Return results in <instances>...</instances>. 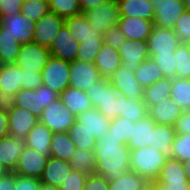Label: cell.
<instances>
[{
	"mask_svg": "<svg viewBox=\"0 0 190 190\" xmlns=\"http://www.w3.org/2000/svg\"><path fill=\"white\" fill-rule=\"evenodd\" d=\"M96 174L104 176L108 181L118 179L130 170L131 150L119 139L107 132L96 141L95 149Z\"/></svg>",
	"mask_w": 190,
	"mask_h": 190,
	"instance_id": "obj_1",
	"label": "cell"
},
{
	"mask_svg": "<svg viewBox=\"0 0 190 190\" xmlns=\"http://www.w3.org/2000/svg\"><path fill=\"white\" fill-rule=\"evenodd\" d=\"M93 108H96L108 120L120 117L122 94L113 86L109 79H100L86 90Z\"/></svg>",
	"mask_w": 190,
	"mask_h": 190,
	"instance_id": "obj_2",
	"label": "cell"
},
{
	"mask_svg": "<svg viewBox=\"0 0 190 190\" xmlns=\"http://www.w3.org/2000/svg\"><path fill=\"white\" fill-rule=\"evenodd\" d=\"M167 158L162 151L150 146L131 150L130 170L147 182L156 181Z\"/></svg>",
	"mask_w": 190,
	"mask_h": 190,
	"instance_id": "obj_3",
	"label": "cell"
},
{
	"mask_svg": "<svg viewBox=\"0 0 190 190\" xmlns=\"http://www.w3.org/2000/svg\"><path fill=\"white\" fill-rule=\"evenodd\" d=\"M59 96L57 92L43 84L36 90L22 88L15 94L14 106L26 108L35 116L40 117L43 109Z\"/></svg>",
	"mask_w": 190,
	"mask_h": 190,
	"instance_id": "obj_4",
	"label": "cell"
},
{
	"mask_svg": "<svg viewBox=\"0 0 190 190\" xmlns=\"http://www.w3.org/2000/svg\"><path fill=\"white\" fill-rule=\"evenodd\" d=\"M42 83L59 95L70 86V62L50 56L41 71Z\"/></svg>",
	"mask_w": 190,
	"mask_h": 190,
	"instance_id": "obj_5",
	"label": "cell"
},
{
	"mask_svg": "<svg viewBox=\"0 0 190 190\" xmlns=\"http://www.w3.org/2000/svg\"><path fill=\"white\" fill-rule=\"evenodd\" d=\"M75 120L76 116L66 108L60 97L44 108L39 117V122L46 125L53 133L68 132Z\"/></svg>",
	"mask_w": 190,
	"mask_h": 190,
	"instance_id": "obj_6",
	"label": "cell"
},
{
	"mask_svg": "<svg viewBox=\"0 0 190 190\" xmlns=\"http://www.w3.org/2000/svg\"><path fill=\"white\" fill-rule=\"evenodd\" d=\"M83 14L88 19L89 25L102 35L109 28L117 25L121 19L117 0H108L96 8L85 11Z\"/></svg>",
	"mask_w": 190,
	"mask_h": 190,
	"instance_id": "obj_7",
	"label": "cell"
},
{
	"mask_svg": "<svg viewBox=\"0 0 190 190\" xmlns=\"http://www.w3.org/2000/svg\"><path fill=\"white\" fill-rule=\"evenodd\" d=\"M154 9V26L172 29L175 22L183 14L185 5L183 0H149Z\"/></svg>",
	"mask_w": 190,
	"mask_h": 190,
	"instance_id": "obj_8",
	"label": "cell"
},
{
	"mask_svg": "<svg viewBox=\"0 0 190 190\" xmlns=\"http://www.w3.org/2000/svg\"><path fill=\"white\" fill-rule=\"evenodd\" d=\"M50 56L49 48L30 42L22 44L15 63L24 70L41 72Z\"/></svg>",
	"mask_w": 190,
	"mask_h": 190,
	"instance_id": "obj_9",
	"label": "cell"
},
{
	"mask_svg": "<svg viewBox=\"0 0 190 190\" xmlns=\"http://www.w3.org/2000/svg\"><path fill=\"white\" fill-rule=\"evenodd\" d=\"M64 25V19L54 12L48 11L35 23L33 42L50 48L58 32Z\"/></svg>",
	"mask_w": 190,
	"mask_h": 190,
	"instance_id": "obj_10",
	"label": "cell"
},
{
	"mask_svg": "<svg viewBox=\"0 0 190 190\" xmlns=\"http://www.w3.org/2000/svg\"><path fill=\"white\" fill-rule=\"evenodd\" d=\"M100 79V72L94 63L79 60L70 62V87L86 92Z\"/></svg>",
	"mask_w": 190,
	"mask_h": 190,
	"instance_id": "obj_11",
	"label": "cell"
},
{
	"mask_svg": "<svg viewBox=\"0 0 190 190\" xmlns=\"http://www.w3.org/2000/svg\"><path fill=\"white\" fill-rule=\"evenodd\" d=\"M121 66L129 71H135L149 58L147 41L126 39L118 49Z\"/></svg>",
	"mask_w": 190,
	"mask_h": 190,
	"instance_id": "obj_12",
	"label": "cell"
},
{
	"mask_svg": "<svg viewBox=\"0 0 190 190\" xmlns=\"http://www.w3.org/2000/svg\"><path fill=\"white\" fill-rule=\"evenodd\" d=\"M147 45L149 55L171 54L180 46V41L172 29L154 26Z\"/></svg>",
	"mask_w": 190,
	"mask_h": 190,
	"instance_id": "obj_13",
	"label": "cell"
},
{
	"mask_svg": "<svg viewBox=\"0 0 190 190\" xmlns=\"http://www.w3.org/2000/svg\"><path fill=\"white\" fill-rule=\"evenodd\" d=\"M7 114L9 135L14 138L25 139L28 132L39 122V117L26 108L13 105Z\"/></svg>",
	"mask_w": 190,
	"mask_h": 190,
	"instance_id": "obj_14",
	"label": "cell"
},
{
	"mask_svg": "<svg viewBox=\"0 0 190 190\" xmlns=\"http://www.w3.org/2000/svg\"><path fill=\"white\" fill-rule=\"evenodd\" d=\"M1 26L20 44L33 42L35 22L28 20L23 14L2 17Z\"/></svg>",
	"mask_w": 190,
	"mask_h": 190,
	"instance_id": "obj_15",
	"label": "cell"
},
{
	"mask_svg": "<svg viewBox=\"0 0 190 190\" xmlns=\"http://www.w3.org/2000/svg\"><path fill=\"white\" fill-rule=\"evenodd\" d=\"M48 158L35 149L24 146L14 170L19 175L40 179Z\"/></svg>",
	"mask_w": 190,
	"mask_h": 190,
	"instance_id": "obj_16",
	"label": "cell"
},
{
	"mask_svg": "<svg viewBox=\"0 0 190 190\" xmlns=\"http://www.w3.org/2000/svg\"><path fill=\"white\" fill-rule=\"evenodd\" d=\"M79 47L80 43L74 40V37L70 35L68 28L64 24L52 42L49 50L51 55L56 58L74 62L77 60Z\"/></svg>",
	"mask_w": 190,
	"mask_h": 190,
	"instance_id": "obj_17",
	"label": "cell"
},
{
	"mask_svg": "<svg viewBox=\"0 0 190 190\" xmlns=\"http://www.w3.org/2000/svg\"><path fill=\"white\" fill-rule=\"evenodd\" d=\"M109 80L118 92L128 99H143V88L138 83L134 71L120 66Z\"/></svg>",
	"mask_w": 190,
	"mask_h": 190,
	"instance_id": "obj_18",
	"label": "cell"
},
{
	"mask_svg": "<svg viewBox=\"0 0 190 190\" xmlns=\"http://www.w3.org/2000/svg\"><path fill=\"white\" fill-rule=\"evenodd\" d=\"M182 113L178 104L169 97L148 108V116L156 123L173 126Z\"/></svg>",
	"mask_w": 190,
	"mask_h": 190,
	"instance_id": "obj_19",
	"label": "cell"
},
{
	"mask_svg": "<svg viewBox=\"0 0 190 190\" xmlns=\"http://www.w3.org/2000/svg\"><path fill=\"white\" fill-rule=\"evenodd\" d=\"M117 25L126 39L134 41H147L154 27L153 20L132 17H121Z\"/></svg>",
	"mask_w": 190,
	"mask_h": 190,
	"instance_id": "obj_20",
	"label": "cell"
},
{
	"mask_svg": "<svg viewBox=\"0 0 190 190\" xmlns=\"http://www.w3.org/2000/svg\"><path fill=\"white\" fill-rule=\"evenodd\" d=\"M24 146L25 142L22 138L8 135L0 139V164L7 171L15 170Z\"/></svg>",
	"mask_w": 190,
	"mask_h": 190,
	"instance_id": "obj_21",
	"label": "cell"
},
{
	"mask_svg": "<svg viewBox=\"0 0 190 190\" xmlns=\"http://www.w3.org/2000/svg\"><path fill=\"white\" fill-rule=\"evenodd\" d=\"M53 132L44 124L38 122L24 139L25 146L35 149L47 158L51 157L50 144Z\"/></svg>",
	"mask_w": 190,
	"mask_h": 190,
	"instance_id": "obj_22",
	"label": "cell"
},
{
	"mask_svg": "<svg viewBox=\"0 0 190 190\" xmlns=\"http://www.w3.org/2000/svg\"><path fill=\"white\" fill-rule=\"evenodd\" d=\"M64 24L70 35L79 43L85 42L86 39H103V35L89 25L83 13L64 19Z\"/></svg>",
	"mask_w": 190,
	"mask_h": 190,
	"instance_id": "obj_23",
	"label": "cell"
},
{
	"mask_svg": "<svg viewBox=\"0 0 190 190\" xmlns=\"http://www.w3.org/2000/svg\"><path fill=\"white\" fill-rule=\"evenodd\" d=\"M156 123L146 116L143 119L133 122V131L127 146L130 150L143 147H153V129Z\"/></svg>",
	"mask_w": 190,
	"mask_h": 190,
	"instance_id": "obj_24",
	"label": "cell"
},
{
	"mask_svg": "<svg viewBox=\"0 0 190 190\" xmlns=\"http://www.w3.org/2000/svg\"><path fill=\"white\" fill-rule=\"evenodd\" d=\"M71 170L69 162L49 157L40 180L44 184L59 188Z\"/></svg>",
	"mask_w": 190,
	"mask_h": 190,
	"instance_id": "obj_25",
	"label": "cell"
},
{
	"mask_svg": "<svg viewBox=\"0 0 190 190\" xmlns=\"http://www.w3.org/2000/svg\"><path fill=\"white\" fill-rule=\"evenodd\" d=\"M121 61L118 50L103 44L94 60V64L99 70L101 78L110 79L121 66Z\"/></svg>",
	"mask_w": 190,
	"mask_h": 190,
	"instance_id": "obj_26",
	"label": "cell"
},
{
	"mask_svg": "<svg viewBox=\"0 0 190 190\" xmlns=\"http://www.w3.org/2000/svg\"><path fill=\"white\" fill-rule=\"evenodd\" d=\"M76 120L87 128L96 140H99L103 134L109 132V122L96 108L84 111L76 116Z\"/></svg>",
	"mask_w": 190,
	"mask_h": 190,
	"instance_id": "obj_27",
	"label": "cell"
},
{
	"mask_svg": "<svg viewBox=\"0 0 190 190\" xmlns=\"http://www.w3.org/2000/svg\"><path fill=\"white\" fill-rule=\"evenodd\" d=\"M121 17L153 20L154 9L149 0H117Z\"/></svg>",
	"mask_w": 190,
	"mask_h": 190,
	"instance_id": "obj_28",
	"label": "cell"
},
{
	"mask_svg": "<svg viewBox=\"0 0 190 190\" xmlns=\"http://www.w3.org/2000/svg\"><path fill=\"white\" fill-rule=\"evenodd\" d=\"M59 97L74 116L93 108L86 92L80 89H74L69 86Z\"/></svg>",
	"mask_w": 190,
	"mask_h": 190,
	"instance_id": "obj_29",
	"label": "cell"
},
{
	"mask_svg": "<svg viewBox=\"0 0 190 190\" xmlns=\"http://www.w3.org/2000/svg\"><path fill=\"white\" fill-rule=\"evenodd\" d=\"M22 68L16 63L0 64V90L15 95L22 89Z\"/></svg>",
	"mask_w": 190,
	"mask_h": 190,
	"instance_id": "obj_30",
	"label": "cell"
},
{
	"mask_svg": "<svg viewBox=\"0 0 190 190\" xmlns=\"http://www.w3.org/2000/svg\"><path fill=\"white\" fill-rule=\"evenodd\" d=\"M77 147L68 132H54L50 144L51 157L69 162Z\"/></svg>",
	"mask_w": 190,
	"mask_h": 190,
	"instance_id": "obj_31",
	"label": "cell"
},
{
	"mask_svg": "<svg viewBox=\"0 0 190 190\" xmlns=\"http://www.w3.org/2000/svg\"><path fill=\"white\" fill-rule=\"evenodd\" d=\"M156 181L161 184H183V182H188L183 163L168 157Z\"/></svg>",
	"mask_w": 190,
	"mask_h": 190,
	"instance_id": "obj_32",
	"label": "cell"
},
{
	"mask_svg": "<svg viewBox=\"0 0 190 190\" xmlns=\"http://www.w3.org/2000/svg\"><path fill=\"white\" fill-rule=\"evenodd\" d=\"M176 135L173 126L156 124L153 129V147L162 151L166 157H171L172 143Z\"/></svg>",
	"mask_w": 190,
	"mask_h": 190,
	"instance_id": "obj_33",
	"label": "cell"
},
{
	"mask_svg": "<svg viewBox=\"0 0 190 190\" xmlns=\"http://www.w3.org/2000/svg\"><path fill=\"white\" fill-rule=\"evenodd\" d=\"M172 79L164 77L149 87L143 88V101L147 107L158 104L164 97L170 98Z\"/></svg>",
	"mask_w": 190,
	"mask_h": 190,
	"instance_id": "obj_34",
	"label": "cell"
},
{
	"mask_svg": "<svg viewBox=\"0 0 190 190\" xmlns=\"http://www.w3.org/2000/svg\"><path fill=\"white\" fill-rule=\"evenodd\" d=\"M21 46L6 30L0 28V64L15 63Z\"/></svg>",
	"mask_w": 190,
	"mask_h": 190,
	"instance_id": "obj_35",
	"label": "cell"
},
{
	"mask_svg": "<svg viewBox=\"0 0 190 190\" xmlns=\"http://www.w3.org/2000/svg\"><path fill=\"white\" fill-rule=\"evenodd\" d=\"M134 74L142 88L149 87L159 79L164 78L163 73L150 57L142 61L141 65L134 71Z\"/></svg>",
	"mask_w": 190,
	"mask_h": 190,
	"instance_id": "obj_36",
	"label": "cell"
},
{
	"mask_svg": "<svg viewBox=\"0 0 190 190\" xmlns=\"http://www.w3.org/2000/svg\"><path fill=\"white\" fill-rule=\"evenodd\" d=\"M72 170L79 171L87 176L95 173L96 163L94 150L77 148L69 160Z\"/></svg>",
	"mask_w": 190,
	"mask_h": 190,
	"instance_id": "obj_37",
	"label": "cell"
},
{
	"mask_svg": "<svg viewBox=\"0 0 190 190\" xmlns=\"http://www.w3.org/2000/svg\"><path fill=\"white\" fill-rule=\"evenodd\" d=\"M147 181L134 171H126L118 179L108 181L109 190H145Z\"/></svg>",
	"mask_w": 190,
	"mask_h": 190,
	"instance_id": "obj_38",
	"label": "cell"
},
{
	"mask_svg": "<svg viewBox=\"0 0 190 190\" xmlns=\"http://www.w3.org/2000/svg\"><path fill=\"white\" fill-rule=\"evenodd\" d=\"M170 98H172L182 111L190 110V79L173 78Z\"/></svg>",
	"mask_w": 190,
	"mask_h": 190,
	"instance_id": "obj_39",
	"label": "cell"
},
{
	"mask_svg": "<svg viewBox=\"0 0 190 190\" xmlns=\"http://www.w3.org/2000/svg\"><path fill=\"white\" fill-rule=\"evenodd\" d=\"M69 135L72 137V142L77 148L94 150L96 144V138L84 124L75 120L74 124L69 128Z\"/></svg>",
	"mask_w": 190,
	"mask_h": 190,
	"instance_id": "obj_40",
	"label": "cell"
},
{
	"mask_svg": "<svg viewBox=\"0 0 190 190\" xmlns=\"http://www.w3.org/2000/svg\"><path fill=\"white\" fill-rule=\"evenodd\" d=\"M148 116V107L143 99L130 100L122 94V107L120 117L128 118L132 122Z\"/></svg>",
	"mask_w": 190,
	"mask_h": 190,
	"instance_id": "obj_41",
	"label": "cell"
},
{
	"mask_svg": "<svg viewBox=\"0 0 190 190\" xmlns=\"http://www.w3.org/2000/svg\"><path fill=\"white\" fill-rule=\"evenodd\" d=\"M133 131V122L128 118L117 117L109 122V132L112 136L119 139L122 144L127 145Z\"/></svg>",
	"mask_w": 190,
	"mask_h": 190,
	"instance_id": "obj_42",
	"label": "cell"
},
{
	"mask_svg": "<svg viewBox=\"0 0 190 190\" xmlns=\"http://www.w3.org/2000/svg\"><path fill=\"white\" fill-rule=\"evenodd\" d=\"M49 11L54 12L63 19L82 13L79 0H50Z\"/></svg>",
	"mask_w": 190,
	"mask_h": 190,
	"instance_id": "obj_43",
	"label": "cell"
},
{
	"mask_svg": "<svg viewBox=\"0 0 190 190\" xmlns=\"http://www.w3.org/2000/svg\"><path fill=\"white\" fill-rule=\"evenodd\" d=\"M177 78L190 79V45H180L174 52Z\"/></svg>",
	"mask_w": 190,
	"mask_h": 190,
	"instance_id": "obj_44",
	"label": "cell"
},
{
	"mask_svg": "<svg viewBox=\"0 0 190 190\" xmlns=\"http://www.w3.org/2000/svg\"><path fill=\"white\" fill-rule=\"evenodd\" d=\"M49 11V4L42 0H24L21 14L28 20L37 22Z\"/></svg>",
	"mask_w": 190,
	"mask_h": 190,
	"instance_id": "obj_45",
	"label": "cell"
},
{
	"mask_svg": "<svg viewBox=\"0 0 190 190\" xmlns=\"http://www.w3.org/2000/svg\"><path fill=\"white\" fill-rule=\"evenodd\" d=\"M171 158L181 162L190 159V133L176 135L172 143Z\"/></svg>",
	"mask_w": 190,
	"mask_h": 190,
	"instance_id": "obj_46",
	"label": "cell"
},
{
	"mask_svg": "<svg viewBox=\"0 0 190 190\" xmlns=\"http://www.w3.org/2000/svg\"><path fill=\"white\" fill-rule=\"evenodd\" d=\"M103 44V39H86L85 42L80 43L77 60L94 63Z\"/></svg>",
	"mask_w": 190,
	"mask_h": 190,
	"instance_id": "obj_47",
	"label": "cell"
},
{
	"mask_svg": "<svg viewBox=\"0 0 190 190\" xmlns=\"http://www.w3.org/2000/svg\"><path fill=\"white\" fill-rule=\"evenodd\" d=\"M157 64L164 77L175 78L176 76V58L174 53L149 55Z\"/></svg>",
	"mask_w": 190,
	"mask_h": 190,
	"instance_id": "obj_48",
	"label": "cell"
},
{
	"mask_svg": "<svg viewBox=\"0 0 190 190\" xmlns=\"http://www.w3.org/2000/svg\"><path fill=\"white\" fill-rule=\"evenodd\" d=\"M172 30L175 32L180 45H190V12L185 11L175 22Z\"/></svg>",
	"mask_w": 190,
	"mask_h": 190,
	"instance_id": "obj_49",
	"label": "cell"
},
{
	"mask_svg": "<svg viewBox=\"0 0 190 190\" xmlns=\"http://www.w3.org/2000/svg\"><path fill=\"white\" fill-rule=\"evenodd\" d=\"M87 179V175L76 171L71 170L67 175L64 183H62L59 187L60 190H83L85 186V181Z\"/></svg>",
	"mask_w": 190,
	"mask_h": 190,
	"instance_id": "obj_50",
	"label": "cell"
},
{
	"mask_svg": "<svg viewBox=\"0 0 190 190\" xmlns=\"http://www.w3.org/2000/svg\"><path fill=\"white\" fill-rule=\"evenodd\" d=\"M125 40L126 37L119 29L118 25L112 26L103 33L104 44L111 46L116 50L119 49V47L123 44Z\"/></svg>",
	"mask_w": 190,
	"mask_h": 190,
	"instance_id": "obj_51",
	"label": "cell"
},
{
	"mask_svg": "<svg viewBox=\"0 0 190 190\" xmlns=\"http://www.w3.org/2000/svg\"><path fill=\"white\" fill-rule=\"evenodd\" d=\"M22 88L36 90L42 85L41 72L29 71L22 69Z\"/></svg>",
	"mask_w": 190,
	"mask_h": 190,
	"instance_id": "obj_52",
	"label": "cell"
},
{
	"mask_svg": "<svg viewBox=\"0 0 190 190\" xmlns=\"http://www.w3.org/2000/svg\"><path fill=\"white\" fill-rule=\"evenodd\" d=\"M84 190H109L108 180L100 174L93 173L87 176Z\"/></svg>",
	"mask_w": 190,
	"mask_h": 190,
	"instance_id": "obj_53",
	"label": "cell"
},
{
	"mask_svg": "<svg viewBox=\"0 0 190 190\" xmlns=\"http://www.w3.org/2000/svg\"><path fill=\"white\" fill-rule=\"evenodd\" d=\"M24 0H3L0 6V18L21 12Z\"/></svg>",
	"mask_w": 190,
	"mask_h": 190,
	"instance_id": "obj_54",
	"label": "cell"
},
{
	"mask_svg": "<svg viewBox=\"0 0 190 190\" xmlns=\"http://www.w3.org/2000/svg\"><path fill=\"white\" fill-rule=\"evenodd\" d=\"M40 179L17 174L14 190H39Z\"/></svg>",
	"mask_w": 190,
	"mask_h": 190,
	"instance_id": "obj_55",
	"label": "cell"
},
{
	"mask_svg": "<svg viewBox=\"0 0 190 190\" xmlns=\"http://www.w3.org/2000/svg\"><path fill=\"white\" fill-rule=\"evenodd\" d=\"M176 134L190 133V110L182 111L180 117L173 125Z\"/></svg>",
	"mask_w": 190,
	"mask_h": 190,
	"instance_id": "obj_56",
	"label": "cell"
},
{
	"mask_svg": "<svg viewBox=\"0 0 190 190\" xmlns=\"http://www.w3.org/2000/svg\"><path fill=\"white\" fill-rule=\"evenodd\" d=\"M17 173L8 171L0 178V190H14L16 186Z\"/></svg>",
	"mask_w": 190,
	"mask_h": 190,
	"instance_id": "obj_57",
	"label": "cell"
},
{
	"mask_svg": "<svg viewBox=\"0 0 190 190\" xmlns=\"http://www.w3.org/2000/svg\"><path fill=\"white\" fill-rule=\"evenodd\" d=\"M15 104V95L0 90V110L9 111Z\"/></svg>",
	"mask_w": 190,
	"mask_h": 190,
	"instance_id": "obj_58",
	"label": "cell"
},
{
	"mask_svg": "<svg viewBox=\"0 0 190 190\" xmlns=\"http://www.w3.org/2000/svg\"><path fill=\"white\" fill-rule=\"evenodd\" d=\"M7 111L0 110V139L9 135Z\"/></svg>",
	"mask_w": 190,
	"mask_h": 190,
	"instance_id": "obj_59",
	"label": "cell"
},
{
	"mask_svg": "<svg viewBox=\"0 0 190 190\" xmlns=\"http://www.w3.org/2000/svg\"><path fill=\"white\" fill-rule=\"evenodd\" d=\"M107 1L108 0H79V5L82 13H84L85 11L96 8Z\"/></svg>",
	"mask_w": 190,
	"mask_h": 190,
	"instance_id": "obj_60",
	"label": "cell"
},
{
	"mask_svg": "<svg viewBox=\"0 0 190 190\" xmlns=\"http://www.w3.org/2000/svg\"><path fill=\"white\" fill-rule=\"evenodd\" d=\"M145 190H169V187L157 181H148Z\"/></svg>",
	"mask_w": 190,
	"mask_h": 190,
	"instance_id": "obj_61",
	"label": "cell"
},
{
	"mask_svg": "<svg viewBox=\"0 0 190 190\" xmlns=\"http://www.w3.org/2000/svg\"><path fill=\"white\" fill-rule=\"evenodd\" d=\"M169 187V190H190V183L183 182V184H163Z\"/></svg>",
	"mask_w": 190,
	"mask_h": 190,
	"instance_id": "obj_62",
	"label": "cell"
},
{
	"mask_svg": "<svg viewBox=\"0 0 190 190\" xmlns=\"http://www.w3.org/2000/svg\"><path fill=\"white\" fill-rule=\"evenodd\" d=\"M39 190H60L58 187H54L52 185H47L40 182Z\"/></svg>",
	"mask_w": 190,
	"mask_h": 190,
	"instance_id": "obj_63",
	"label": "cell"
},
{
	"mask_svg": "<svg viewBox=\"0 0 190 190\" xmlns=\"http://www.w3.org/2000/svg\"><path fill=\"white\" fill-rule=\"evenodd\" d=\"M182 163L187 174L188 182L190 183V159Z\"/></svg>",
	"mask_w": 190,
	"mask_h": 190,
	"instance_id": "obj_64",
	"label": "cell"
},
{
	"mask_svg": "<svg viewBox=\"0 0 190 190\" xmlns=\"http://www.w3.org/2000/svg\"><path fill=\"white\" fill-rule=\"evenodd\" d=\"M7 169L0 164V178L7 173Z\"/></svg>",
	"mask_w": 190,
	"mask_h": 190,
	"instance_id": "obj_65",
	"label": "cell"
},
{
	"mask_svg": "<svg viewBox=\"0 0 190 190\" xmlns=\"http://www.w3.org/2000/svg\"><path fill=\"white\" fill-rule=\"evenodd\" d=\"M185 10L190 12V0H183Z\"/></svg>",
	"mask_w": 190,
	"mask_h": 190,
	"instance_id": "obj_66",
	"label": "cell"
}]
</instances>
